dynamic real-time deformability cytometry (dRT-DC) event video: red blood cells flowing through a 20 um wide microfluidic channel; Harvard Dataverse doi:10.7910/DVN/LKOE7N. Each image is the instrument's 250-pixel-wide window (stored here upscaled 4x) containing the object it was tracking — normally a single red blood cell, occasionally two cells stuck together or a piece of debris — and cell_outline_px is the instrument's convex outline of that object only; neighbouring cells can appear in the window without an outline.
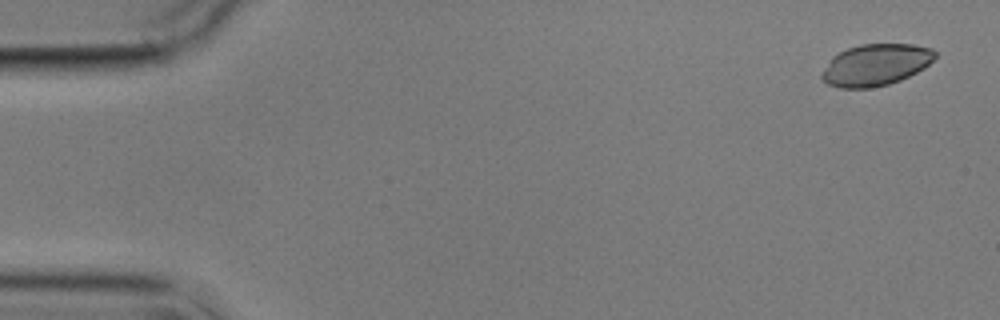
{"species": "common noctule bat (a hibernating species)", "species_latin": "Nyctalus noctula", "temperature_condition": "cold", "stored_images_in_passage": 4, "camera_frame_rate_fps": 3000, "um_per_image_px": 0.085, "animal": {"sex": "male", "body_mass_g": 17.9}, "frame": {"image": 1, "passage_image": 1, "time_ms": 0.0, "image_size_px": [1000, 320], "cell_outline_px": [[936, 56], [924, 68], [900, 80], [888, 84], [868, 88], [840, 88], [828, 84], [820, 76], [832, 56], [848, 48], [860, 44], [912, 44], [932, 48], [936, 52]], "centroid_in_image_um": [74.43, 5.5], "position_along_channel_um": 10.6, "area_um2": 27.28}}